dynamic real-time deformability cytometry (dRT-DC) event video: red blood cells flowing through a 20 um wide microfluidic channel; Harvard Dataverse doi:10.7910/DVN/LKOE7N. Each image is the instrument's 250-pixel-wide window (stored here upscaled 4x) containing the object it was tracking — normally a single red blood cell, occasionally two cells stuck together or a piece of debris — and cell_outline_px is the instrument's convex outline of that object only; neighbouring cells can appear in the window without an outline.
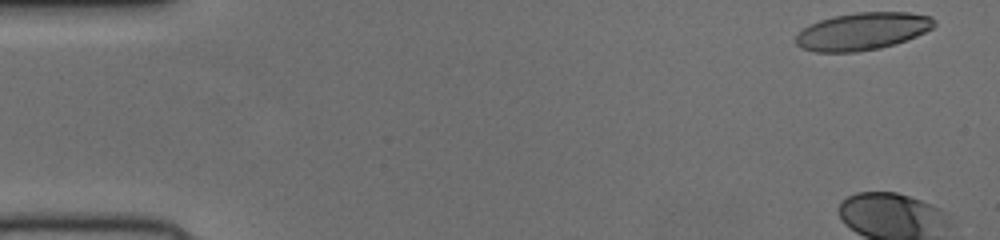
{"species": "human", "species_latin": "Homo sapiens", "temperature_condition": "cold", "stored_images_in_passage": 6, "camera_frame_rate_fps": 3000, "um_per_image_px": 0.085, "donor": {"sex": "female"}, "frame": {"image": 1, "passage_image": 1, "time_ms": 0.0, "image_size_px": [1000, 240], "cell_outline_px": [[936, 24], [932, 28], [916, 36], [880, 48], [856, 52], [816, 52], [800, 48], [796, 44], [796, 36], [808, 24], [832, 16], [856, 12], [908, 12], [932, 16], [936, 20]], "centroid_in_image_um": [73.3, 2.65], "position_along_channel_um": 11.7, "area_um2": 30.23}}